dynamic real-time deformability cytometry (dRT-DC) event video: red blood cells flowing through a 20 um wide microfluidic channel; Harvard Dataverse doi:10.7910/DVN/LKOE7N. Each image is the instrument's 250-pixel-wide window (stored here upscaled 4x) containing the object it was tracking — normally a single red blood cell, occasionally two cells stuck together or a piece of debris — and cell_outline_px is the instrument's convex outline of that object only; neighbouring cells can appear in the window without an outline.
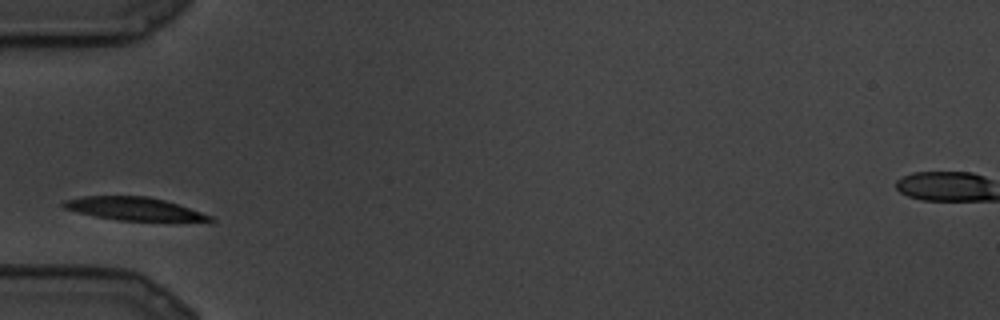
{"species": "common noctule bat (a hibernating species)", "species_latin": "Nyctalus noctula", "temperature_condition": "cold", "stored_images_in_passage": 4, "camera_frame_rate_fps": 3000, "um_per_image_px": 0.085, "animal": {"sex": "male", "body_mass_g": 19.5, "forearm_length_mm": 54.6}, "frame": {"image": 1, "passage_image": 1, "time_ms": 0.0, "image_size_px": [1000, 320], "cell_outline_px": [[216, 220], [120, 220], [96, 216], [76, 212], [64, 208], [60, 204], [64, 200], [84, 196], [148, 196], [164, 200], [212, 216]], "centroid_in_image_um": [11.27, 17.72], "position_along_channel_um": 73.7, "area_um2": 19.07}}
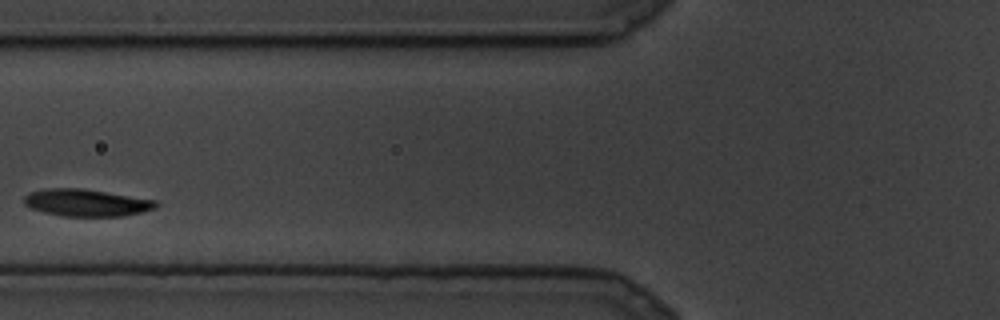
{"frame": {"image": 2, "passage_image": 3, "time_ms": 0.667, "image_size_px": [1000, 320], "cell_outline_px": [[160, 204], [156, 208], [124, 216], [64, 216], [44, 212], [32, 208], [24, 204], [24, 196], [28, 192], [44, 188], [80, 188], [156, 200]], "centroid_in_image_um": [7.33, 17.22], "position_along_channel_um": 118.5, "area_um2": 20.81}}